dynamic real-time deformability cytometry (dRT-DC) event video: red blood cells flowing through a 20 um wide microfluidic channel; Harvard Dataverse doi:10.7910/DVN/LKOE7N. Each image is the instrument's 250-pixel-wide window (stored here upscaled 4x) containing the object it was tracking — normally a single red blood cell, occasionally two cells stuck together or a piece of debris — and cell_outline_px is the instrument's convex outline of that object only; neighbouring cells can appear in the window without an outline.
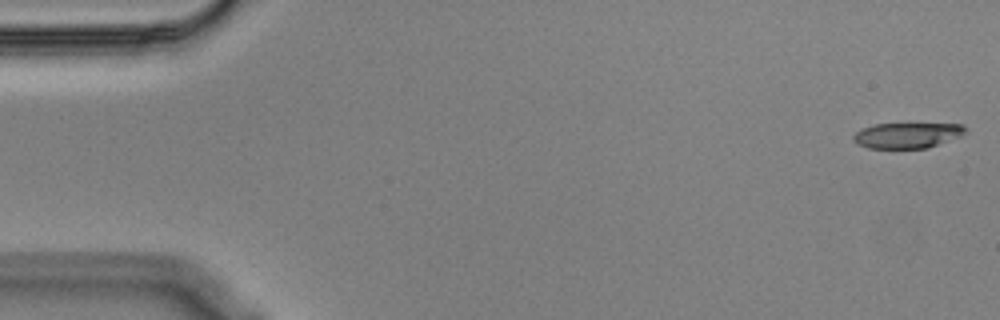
{"species": "Egyptian fruit bat (a non-hibernating species)", "species_latin": "Rousettus aegyptiacus", "temperature_condition": "cold", "stored_images_in_passage": 54, "camera_frame_rate_fps": 3000, "um_per_image_px": 0.085, "animal": {"sex": "male"}, "frame": {"image": 1, "passage_image": 1, "time_ms": 0.0, "image_size_px": [1000, 320], "cell_outline_px": [[968, 132], [960, 136], [928, 148], [868, 148], [852, 140], [852, 136], [860, 128], [876, 124], [964, 124], [968, 128]], "centroid_in_image_um": [77.14, 11.49], "position_along_channel_um": 7.9, "area_um2": 16.7}}
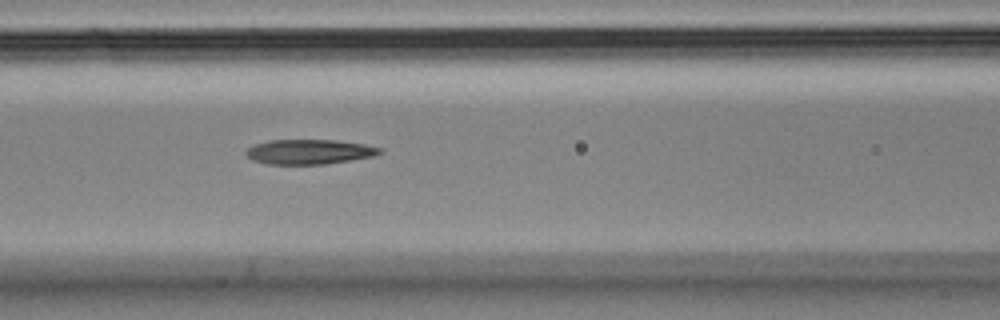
{"frame": {"image": 2, "passage_image": 23, "time_ms": 7.333, "image_size_px": [1000, 320], "cell_outline_px": [[384, 152], [372, 156], [352, 160], [324, 164], [268, 164], [252, 160], [244, 152], [248, 148], [256, 144], [268, 140], [336, 140], [364, 144], [384, 148]], "centroid_in_image_um": [26.32, 12.9], "position_along_channel_um": 140.3, "area_um2": 19.36}}
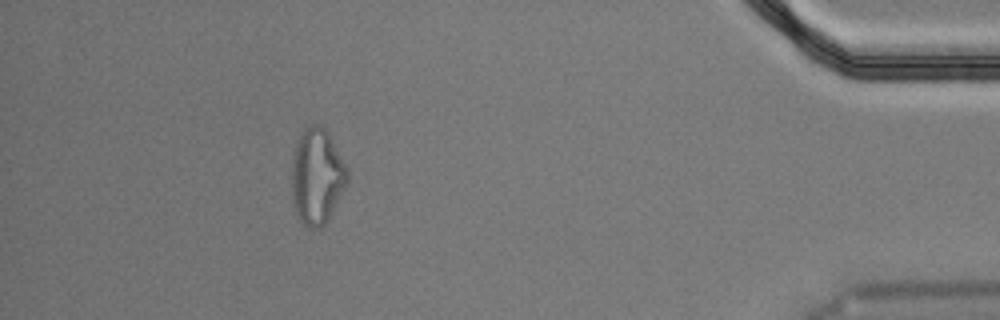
{"frame": {"image": 3, "passage_image": 50, "time_ms": 16.333, "image_size_px": [1000, 320], "cell_outline_px": [[348, 180], [328, 220], [320, 228], [304, 228], [296, 212], [292, 200], [292, 160], [296, 140], [300, 132], [308, 124], [320, 124], [328, 132], [348, 168]], "centroid_in_image_um": [26.92, 14.97], "position_along_channel_um": 408.3, "area_um2": 31.39}}